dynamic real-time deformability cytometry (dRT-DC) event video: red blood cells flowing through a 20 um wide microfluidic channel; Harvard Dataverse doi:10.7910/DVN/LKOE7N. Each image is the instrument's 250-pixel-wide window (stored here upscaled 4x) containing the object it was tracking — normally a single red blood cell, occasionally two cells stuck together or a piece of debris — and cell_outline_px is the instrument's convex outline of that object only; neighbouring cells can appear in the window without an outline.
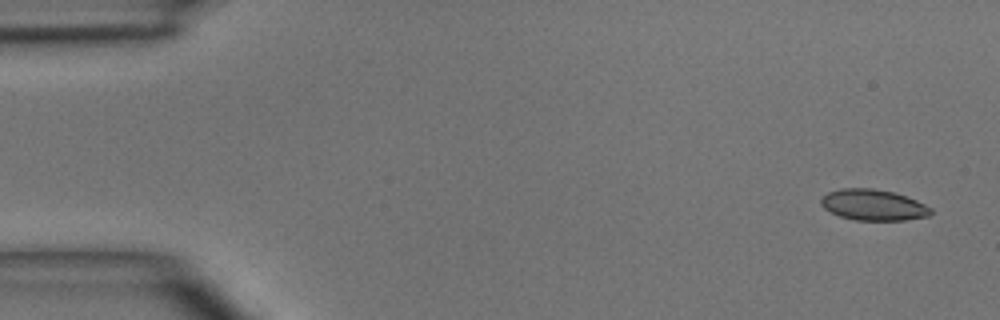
{"species": "common noctule bat (a hibernating species)", "species_latin": "Nyctalus noctula", "temperature_condition": "room temperature", "stored_images_in_passage": 5, "camera_frame_rate_fps": 3000, "um_per_image_px": 0.085, "animal": {"sex": "male", "body_mass_g": 15.6}, "frame": {"image": 1, "passage_image": 1, "time_ms": 0.0, "image_size_px": [1000, 320], "cell_outline_px": [[932, 212], [928, 216], [904, 220], [856, 220], [840, 216], [824, 208], [820, 204], [820, 200], [828, 192], [840, 188], [872, 188], [892, 192], [916, 200], [932, 208]], "centroid_in_image_um": [74.22, 17.42], "position_along_channel_um": 10.8, "area_um2": 19.65}}
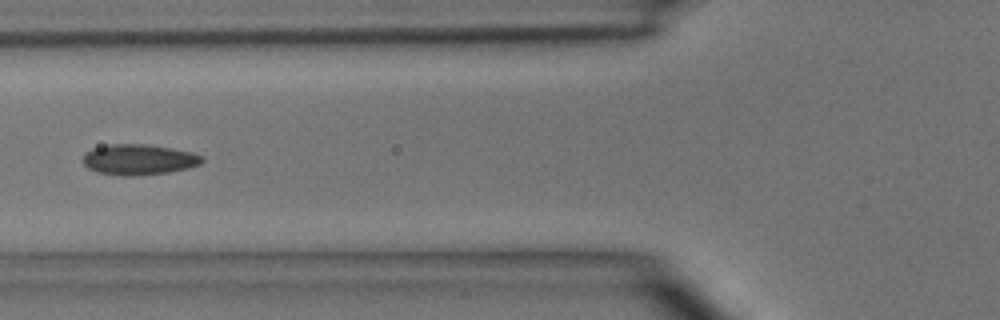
{"frame": {"image": 2, "passage_image": 5, "time_ms": 5.333, "image_size_px": [1000, 320], "cell_outline_px": [[204, 160], [200, 164], [188, 168], [168, 172], [136, 176], [120, 176], [96, 172], [88, 168], [84, 164], [84, 156], [92, 148], [112, 144], [148, 144], [192, 152], [200, 156]], "centroid_in_image_um": [11.79, 13.57], "position_along_channel_um": 114.0, "area_um2": 21.15}}